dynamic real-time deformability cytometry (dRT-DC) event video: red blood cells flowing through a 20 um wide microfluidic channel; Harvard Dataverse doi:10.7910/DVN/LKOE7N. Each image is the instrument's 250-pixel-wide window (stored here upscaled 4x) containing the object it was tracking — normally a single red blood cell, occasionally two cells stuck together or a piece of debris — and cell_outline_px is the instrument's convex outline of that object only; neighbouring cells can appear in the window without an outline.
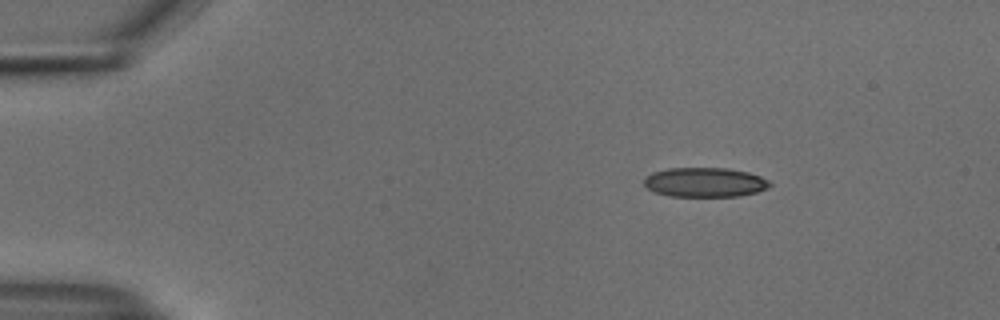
{"species": "common noctule bat (a hibernating species)", "species_latin": "Nyctalus noctula", "temperature_condition": "cold", "stored_images_in_passage": 47, "camera_frame_rate_fps": 3000, "um_per_image_px": 0.085, "animal": {"sex": "male", "body_mass_g": 18.8}, "frame": {"image": 1, "passage_image": 1, "time_ms": 0.0, "image_size_px": [1000, 320], "cell_outline_px": [[772, 184], [768, 188], [756, 192], [740, 196], [668, 196], [652, 192], [644, 184], [644, 180], [652, 172], [668, 168], [728, 168], [748, 172], [760, 176], [768, 180]], "centroid_in_image_um": [59.91, 15.49], "position_along_channel_um": 25.1, "area_um2": 21.68}}
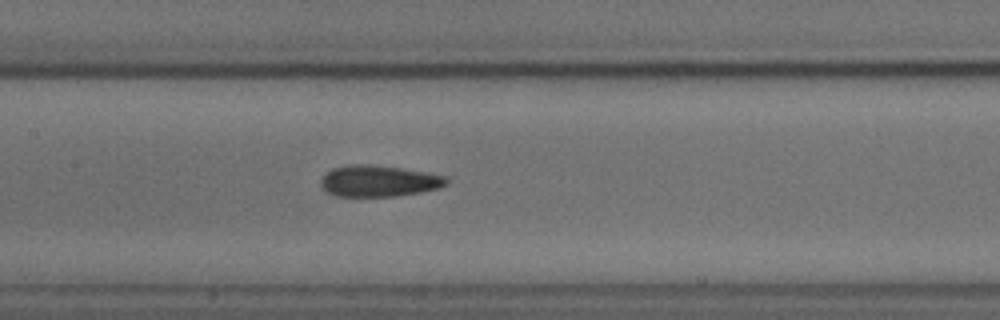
{"frame": {"image": 2, "passage_image": 19, "time_ms": 6.0, "image_size_px": [1000, 320], "cell_outline_px": [[448, 184], [440, 188], [420, 192], [396, 196], [336, 196], [324, 192], [320, 188], [320, 180], [332, 168], [348, 164], [368, 164], [400, 168], [448, 176]], "centroid_in_image_um": [32.17, 15.39], "position_along_channel_um": 175.2, "area_um2": 23.12}}
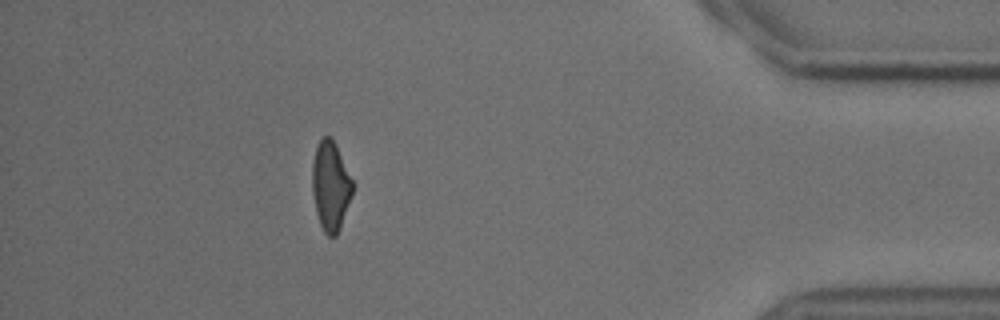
{"frame": {"image": 3, "passage_image": 41, "time_ms": 13.333, "image_size_px": [1000, 320], "cell_outline_px": [[352, 196], [340, 228], [336, 236], [328, 236], [324, 232], [320, 224], [316, 212], [312, 192], [312, 164], [316, 148], [320, 140], [324, 136], [332, 136], [352, 180]], "centroid_in_image_um": [28.09, 15.81], "position_along_channel_um": 407.1, "area_um2": 20.87}, "authors_computed_cell_mechanics": {"area_um2": 22.5998, "velocity_mm_per_s": 3.7644, "shape_relaxation_time_tau1_ms": 5.8643, "shape_relaxation_time_tau2_ms": 1.9127, "deformation_change_tau1": 0.154, "deformation_change_tau2": 0.0883}}